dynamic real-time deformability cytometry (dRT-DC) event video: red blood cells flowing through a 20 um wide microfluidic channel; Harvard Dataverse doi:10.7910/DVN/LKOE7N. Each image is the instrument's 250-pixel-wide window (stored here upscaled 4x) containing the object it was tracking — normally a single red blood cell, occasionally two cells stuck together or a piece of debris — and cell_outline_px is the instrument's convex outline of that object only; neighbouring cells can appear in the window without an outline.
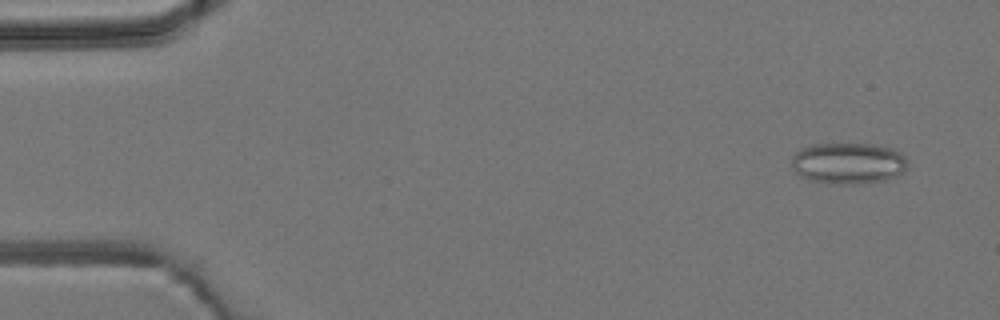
{"species": "common noctule bat (a hibernating species)", "species_latin": "Nyctalus noctula", "temperature_condition": "room temperature", "stored_images_in_passage": 4, "camera_frame_rate_fps": 3000, "um_per_image_px": 0.085, "animal": {"sex": "male", "body_mass_g": 19.2, "forearm_length_mm": 51.8}, "frame": {"image": 1, "passage_image": 1, "time_ms": 0.0, "image_size_px": [1000, 320], "cell_outline_px": [[908, 168], [904, 172], [896, 176], [884, 180], [860, 184], [832, 184], [812, 180], [800, 176], [792, 168], [792, 156], [800, 148], [812, 144], [872, 144], [892, 148], [900, 152], [908, 160]], "centroid_in_image_um": [72.12, 13.87], "position_along_channel_um": 12.9, "area_um2": 28.21}}